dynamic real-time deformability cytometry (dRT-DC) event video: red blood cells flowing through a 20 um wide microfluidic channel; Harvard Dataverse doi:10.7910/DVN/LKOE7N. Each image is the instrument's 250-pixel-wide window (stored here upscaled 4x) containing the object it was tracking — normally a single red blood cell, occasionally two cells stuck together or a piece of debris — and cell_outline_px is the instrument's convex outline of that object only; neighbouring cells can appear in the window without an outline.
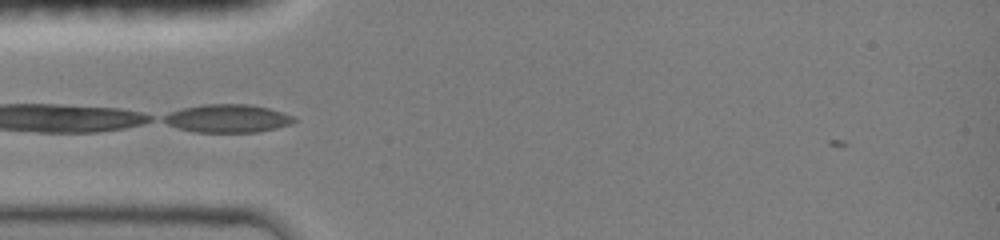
{"species": "common noctule bat (a hibernating species)", "species_latin": "Nyctalus noctula", "temperature_condition": "room temperature", "stored_images_in_passage": 3, "camera_frame_rate_fps": 3000, "um_per_image_px": 0.085, "animal": {"sex": "female", "body_mass_g": 19.0, "forearm_length_mm": 51.5}, "frame": {"image": 1, "passage_image": 2, "time_ms": 0.333, "image_size_px": [1000, 240], "cell_outline_px": [[296, 120], [292, 124], [256, 132], [196, 132], [176, 128], [160, 120], [160, 116], [168, 112], [184, 108], [204, 104], [248, 104], [268, 108], [292, 116]], "centroid_in_image_um": [19.26, 10.07], "position_along_channel_um": 65.7, "area_um2": 21.33}}